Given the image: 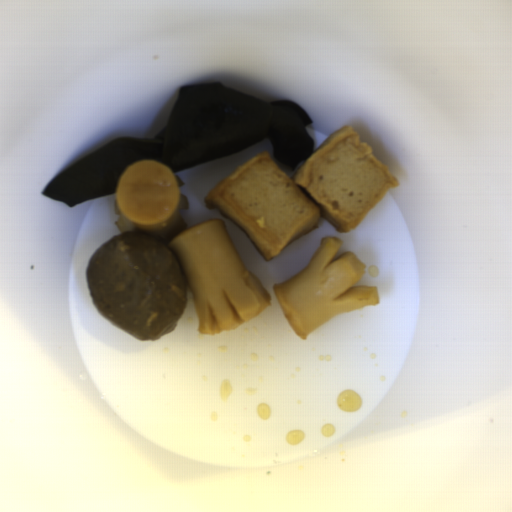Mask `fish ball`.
Wrapping results in <instances>:
<instances>
[{
  "mask_svg": "<svg viewBox=\"0 0 512 512\" xmlns=\"http://www.w3.org/2000/svg\"><path fill=\"white\" fill-rule=\"evenodd\" d=\"M388 165L350 125L329 134L290 178L261 153L237 166L204 197L242 230L266 260L327 219L340 233L356 228L399 185Z\"/></svg>",
  "mask_w": 512,
  "mask_h": 512,
  "instance_id": "1",
  "label": "fish ball"
}]
</instances>
